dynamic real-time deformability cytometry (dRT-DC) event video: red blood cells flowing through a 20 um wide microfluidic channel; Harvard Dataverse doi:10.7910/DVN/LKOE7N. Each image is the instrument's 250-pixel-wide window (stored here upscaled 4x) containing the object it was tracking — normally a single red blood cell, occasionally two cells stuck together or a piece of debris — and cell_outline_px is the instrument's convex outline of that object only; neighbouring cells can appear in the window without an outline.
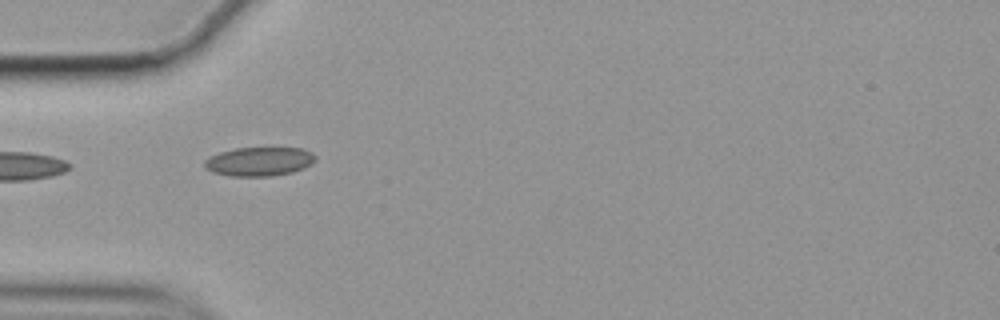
{"species": "common noctule bat (a hibernating species)", "species_latin": "Nyctalus noctula", "temperature_condition": "cold", "stored_images_in_passage": 4, "camera_frame_rate_fps": 3000, "um_per_image_px": 0.085, "animal": {"sex": "female", "body_mass_g": 19.9}, "frame": {"image": 1, "passage_image": 1, "time_ms": 0.0, "image_size_px": [1000, 320], "cell_outline_px": [[316, 160], [304, 168], [292, 172], [272, 176], [232, 176], [212, 172], [204, 168], [204, 160], [208, 156], [220, 152], [236, 148], [272, 144], [304, 148], [312, 152], [316, 156]], "centroid_in_image_um": [22.07, 13.66], "position_along_channel_um": 62.9, "area_um2": 19.83}}